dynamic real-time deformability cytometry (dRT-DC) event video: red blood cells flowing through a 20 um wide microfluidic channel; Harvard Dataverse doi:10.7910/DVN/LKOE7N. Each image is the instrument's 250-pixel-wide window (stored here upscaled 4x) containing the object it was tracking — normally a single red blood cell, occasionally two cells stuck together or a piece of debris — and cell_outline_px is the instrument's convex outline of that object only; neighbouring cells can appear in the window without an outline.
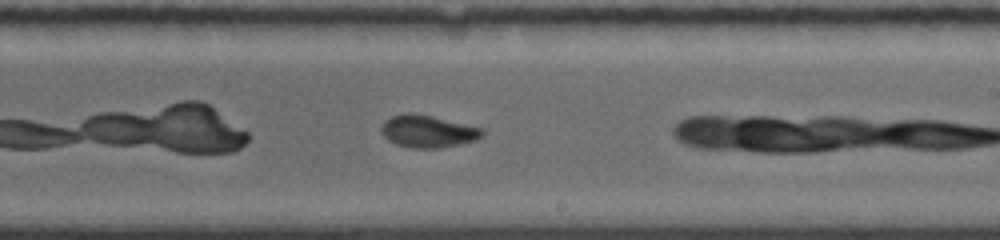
{"species": "common noctule bat (a hibernating species)", "species_latin": "Nyctalus noctula", "temperature_condition": "room temperature", "stored_images_in_passage": 13, "camera_frame_rate_fps": 4000, "um_per_image_px": 0.085, "animal": {"sex": "female", "body_mass_g": 19.0, "forearm_length_mm": 56.7}, "frame": {"image": 1, "passage_image": 11, "time_ms": 4.75, "image_size_px": [1000, 240], "cell_outline_px": [[484, 132], [476, 140], [440, 148], [412, 148], [396, 144], [388, 140], [384, 136], [380, 128], [384, 120], [392, 116], [408, 112], [412, 112], [432, 116], [484, 128]], "centroid_in_image_um": [36.35, 11.15], "position_along_channel_um": 252.7, "area_um2": 19.02}}